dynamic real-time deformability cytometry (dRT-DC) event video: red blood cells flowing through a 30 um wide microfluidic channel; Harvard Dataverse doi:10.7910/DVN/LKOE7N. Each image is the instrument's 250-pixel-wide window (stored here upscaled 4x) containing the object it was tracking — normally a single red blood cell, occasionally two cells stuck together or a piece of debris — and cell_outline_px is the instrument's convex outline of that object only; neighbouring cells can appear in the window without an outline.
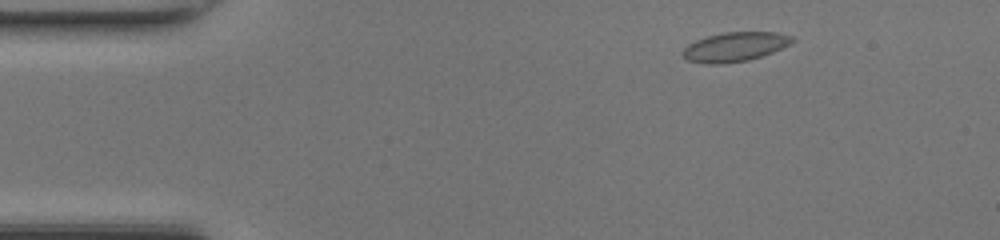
{"species": "common noctule bat (a hibernating species)", "species_latin": "Nyctalus noctula", "temperature_condition": "room temperature", "stored_images_in_passage": 45, "camera_frame_rate_fps": 3000, "um_per_image_px": 0.085, "animal": {"sex": "female", "body_mass_g": 17.0, "forearm_length_mm": 48.0}, "frame": {"image": 1, "passage_image": 4, "time_ms": 1.0, "image_size_px": [1000, 240], "cell_outline_px": [[796, 40], [792, 44], [772, 52], [748, 60], [724, 64], [704, 64], [688, 60], [680, 52], [688, 44], [696, 40], [708, 36], [724, 32], [776, 32], [792, 36]], "centroid_in_image_um": [62.47, 3.98], "position_along_channel_um": 22.5, "area_um2": 18.79}}
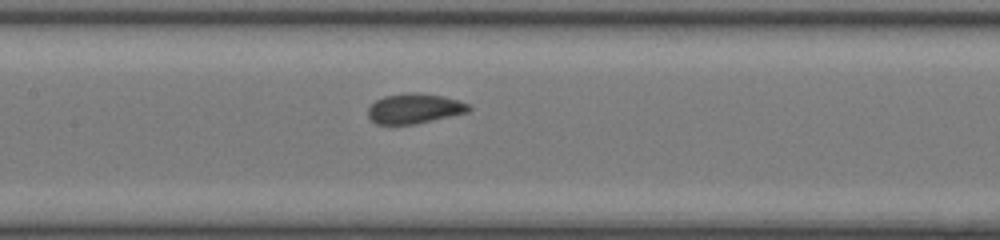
{"frame": {"image": 2, "passage_image": 20, "time_ms": 6.333, "image_size_px": [1000, 240], "cell_outline_px": [[472, 108], [468, 112], [416, 124], [376, 124], [368, 116], [368, 108], [376, 100], [384, 96], [408, 92], [416, 92], [444, 96], [460, 100], [468, 104]], "centroid_in_image_um": [35.24, 9.22], "position_along_channel_um": 172.2, "area_um2": 17.69}}
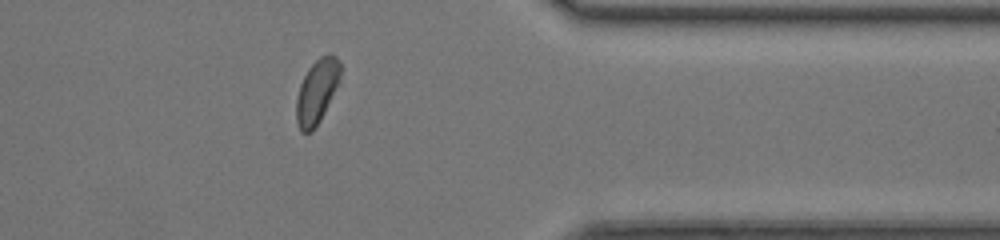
{"frame": {"image": 3, "passage_image": 36, "time_ms": 11.667, "image_size_px": [1000, 240], "cell_outline_px": [[340, 76], [324, 112], [320, 120], [312, 132], [300, 132], [296, 120], [296, 100], [300, 84], [308, 68], [320, 56], [336, 56], [340, 64]], "centroid_in_image_um": [26.89, 7.81], "position_along_channel_um": 384.5, "area_um2": 15.95}, "authors_computed_cell_mechanics": {"area_um2": 17.6868, "velocity_mm_per_s": 4.2811, "shape_relaxation_time_tau1_ms": 4.7099, "shape_relaxation_time_tau2_ms": 0.6443, "deformation_change_tau1": 0.111, "deformation_change_tau2": 0.0483}}